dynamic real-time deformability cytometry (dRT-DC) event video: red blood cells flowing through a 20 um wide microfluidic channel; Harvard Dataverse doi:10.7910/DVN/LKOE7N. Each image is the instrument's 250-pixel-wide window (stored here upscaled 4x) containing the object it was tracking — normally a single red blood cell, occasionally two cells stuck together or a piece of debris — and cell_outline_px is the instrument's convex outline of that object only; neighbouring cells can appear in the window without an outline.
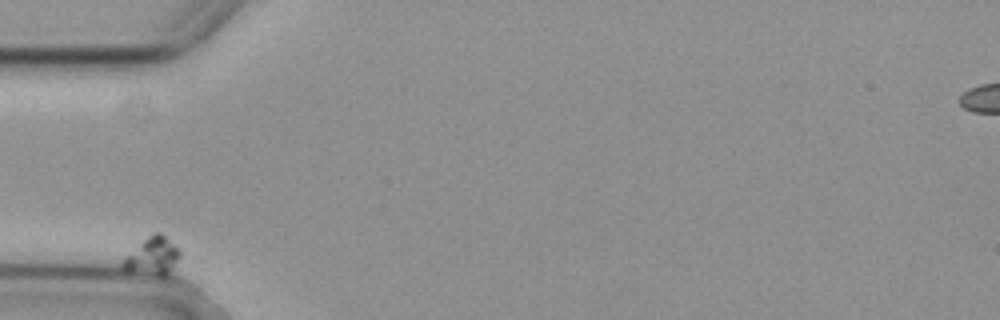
{"species": "common noctule bat (a hibernating species)", "species_latin": "Nyctalus noctula", "temperature_condition": "cold", "stored_images_in_passage": 9, "camera_frame_rate_fps": 3000, "um_per_image_px": 0.085, "animal": {"sex": "female", "body_mass_g": 29.2, "forearm_length_mm": 56.3}, "frame": {"image": 1, "passage_image": 1, "time_ms": 0.0, "image_size_px": [1000, 320], "cell_outline_px": [[180, 256], [172, 268], [164, 276], [156, 276], [128, 272], [120, 264], [152, 232], [164, 232], [180, 248]], "centroid_in_image_um": [13.02, 21.76], "position_along_channel_um": 72.0, "area_um2": 12.54}}
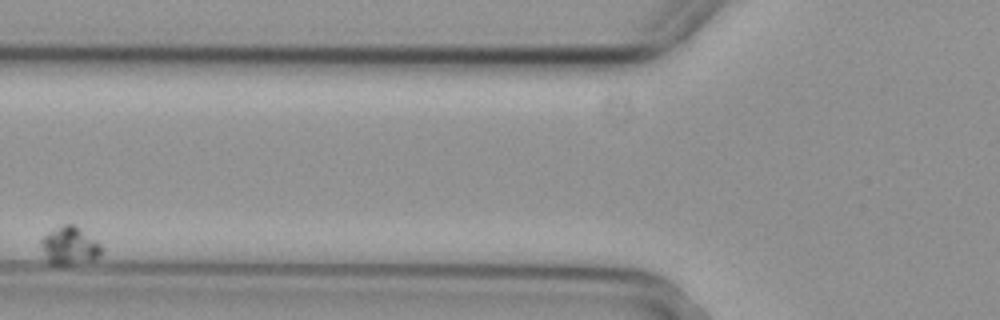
{"frame": {"image": 2, "passage_image": 3, "time_ms": 0.667, "image_size_px": [1000, 320], "cell_outline_px": [[100, 256], [92, 260], [68, 264], [48, 264], [40, 244], [40, 240], [48, 232], [64, 224], [72, 224], [80, 228], [100, 244]], "centroid_in_image_um": [5.87, 20.89], "position_along_channel_um": 119.9, "area_um2": 13.06}}
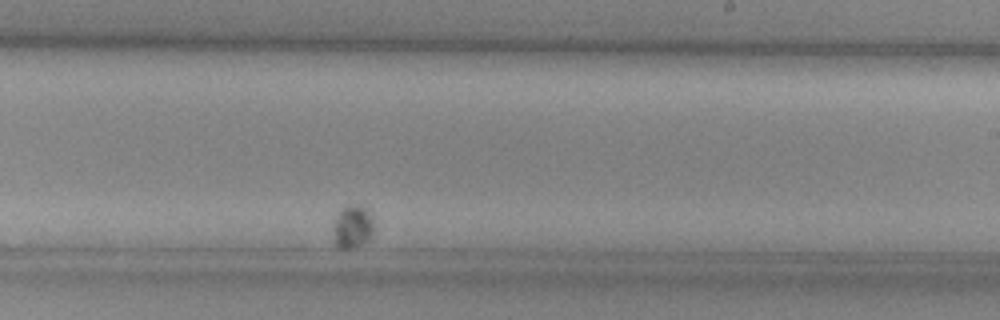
{"frame": {"image": 3, "passage_image": 8, "time_ms": 2.333, "image_size_px": [1000, 320], "cell_outline_px": [[376, 228], [372, 236], [368, 240], [360, 244], [348, 248], [340, 248], [336, 244], [332, 228], [332, 220], [340, 208], [352, 204], [356, 204], [368, 208], [372, 216]], "centroid_in_image_um": [29.98, 19.21], "position_along_channel_um": 259.0, "area_um2": 10.64}}